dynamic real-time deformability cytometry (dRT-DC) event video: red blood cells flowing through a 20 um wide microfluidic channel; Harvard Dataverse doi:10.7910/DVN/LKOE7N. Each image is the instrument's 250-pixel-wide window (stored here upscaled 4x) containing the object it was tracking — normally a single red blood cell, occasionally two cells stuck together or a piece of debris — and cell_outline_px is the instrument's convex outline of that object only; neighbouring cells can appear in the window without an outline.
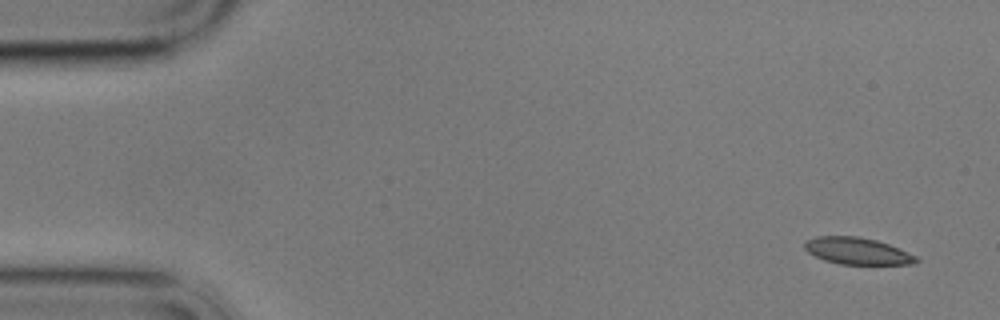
{"species": "common noctule bat (a hibernating species)", "species_latin": "Nyctalus noctula", "temperature_condition": "cold", "stored_images_in_passage": 5, "camera_frame_rate_fps": 3000, "um_per_image_px": 0.085, "animal": {"sex": "male", "body_mass_g": 17.9}, "frame": {"image": 1, "passage_image": 1, "time_ms": 0.0, "image_size_px": [1000, 320], "cell_outline_px": [[920, 260], [916, 264], [840, 264], [824, 260], [808, 252], [804, 248], [804, 240], [816, 236], [860, 236], [876, 240], [888, 244], [908, 252], [916, 256]], "centroid_in_image_um": [72.86, 21.33], "position_along_channel_um": 12.1, "area_um2": 17.51}}
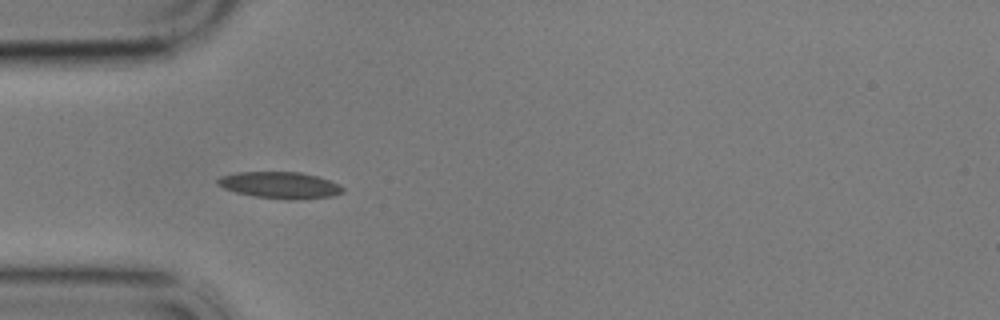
{"frame": {"image": 2, "passage_image": 4, "time_ms": 4.667, "image_size_px": [1000, 320], "cell_outline_px": [[344, 192], [332, 196], [296, 200], [288, 200], [252, 196], [236, 192], [224, 188], [216, 184], [216, 180], [220, 176], [236, 172], [300, 172], [316, 176], [340, 184], [344, 188]], "centroid_in_image_um": [23.79, 15.74], "position_along_channel_um": 61.2, "area_um2": 19.54}}